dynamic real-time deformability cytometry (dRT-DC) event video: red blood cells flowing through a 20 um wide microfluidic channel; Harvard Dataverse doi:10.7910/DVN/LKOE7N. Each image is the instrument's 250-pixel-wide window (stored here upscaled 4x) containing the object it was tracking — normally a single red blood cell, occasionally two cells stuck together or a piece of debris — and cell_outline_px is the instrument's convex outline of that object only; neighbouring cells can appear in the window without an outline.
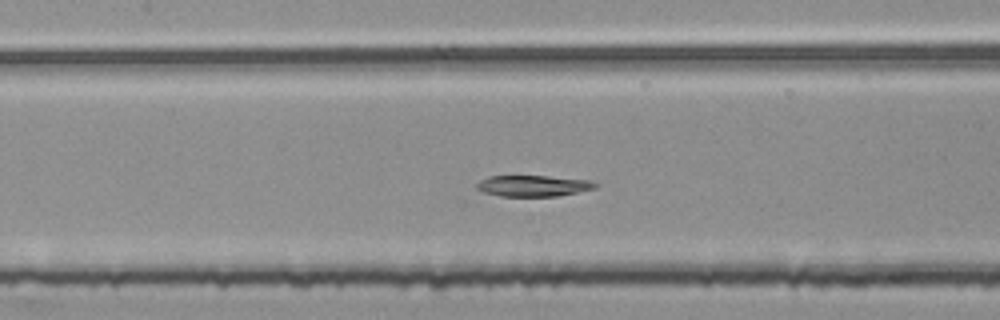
{"species": "common noctule bat (a hibernating species)", "species_latin": "Nyctalus noctula", "temperature_condition": "room temperature", "stored_images_in_passage": 41, "segment_of_instrument_passage": [2, 2], "camera_frame_rate_fps": 3000, "um_per_image_px": 0.085, "animal": {"sex": "female", "body_mass_g": 25.1}, "frame": {"image": 1, "passage_image": 14, "time_ms": 4.333, "image_size_px": [1000, 320], "cell_outline_px": [[600, 184], [596, 188], [556, 196], [500, 196], [484, 192], [476, 188], [476, 184], [480, 180], [488, 176], [548, 176], [592, 180]], "centroid_in_image_um": [45.35, 15.79], "position_along_channel_um": 162.1, "area_um2": 14.62}}
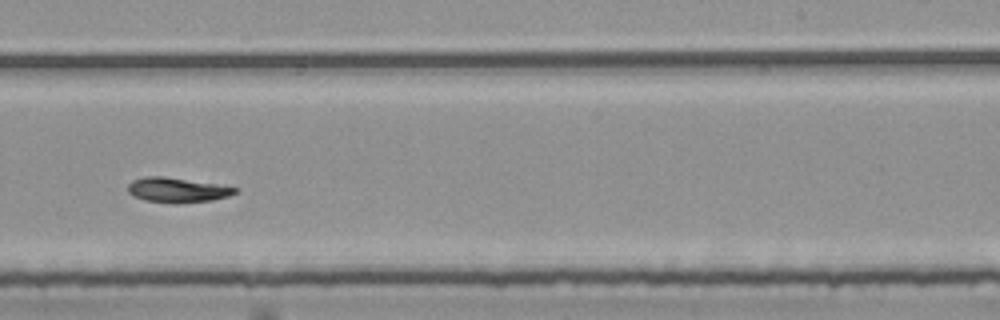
{"frame": {"image": 2, "passage_image": 23, "time_ms": 7.333, "image_size_px": [1000, 320], "cell_outline_px": [[236, 192], [228, 196], [212, 200], [176, 204], [172, 204], [144, 200], [132, 196], [128, 192], [128, 184], [132, 180], [144, 176], [164, 176], [236, 188]], "centroid_in_image_um": [14.96, 16.16], "position_along_channel_um": 274.0, "area_um2": 15.37}}
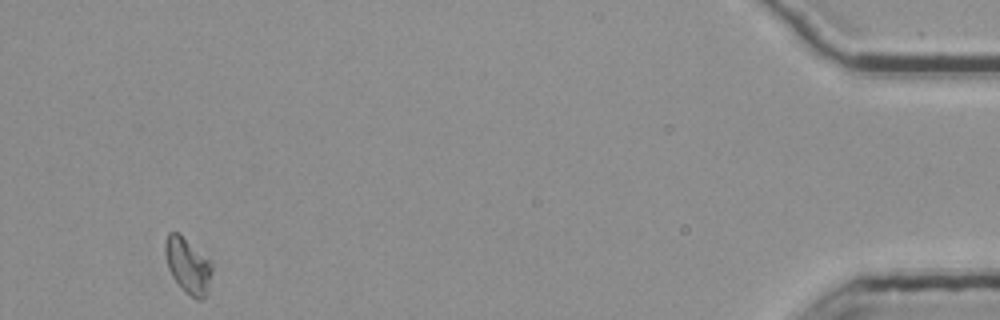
{"frame": {"image": 3, "passage_image": 41, "time_ms": 13.333, "image_size_px": [1000, 320], "cell_outline_px": [[212, 272], [208, 292], [204, 300], [196, 300], [172, 276], [168, 268], [164, 252], [164, 240], [168, 232], [176, 232], [212, 260]], "centroid_in_image_um": [15.99, 22.56], "position_along_channel_um": 419.2, "area_um2": 15.14}}